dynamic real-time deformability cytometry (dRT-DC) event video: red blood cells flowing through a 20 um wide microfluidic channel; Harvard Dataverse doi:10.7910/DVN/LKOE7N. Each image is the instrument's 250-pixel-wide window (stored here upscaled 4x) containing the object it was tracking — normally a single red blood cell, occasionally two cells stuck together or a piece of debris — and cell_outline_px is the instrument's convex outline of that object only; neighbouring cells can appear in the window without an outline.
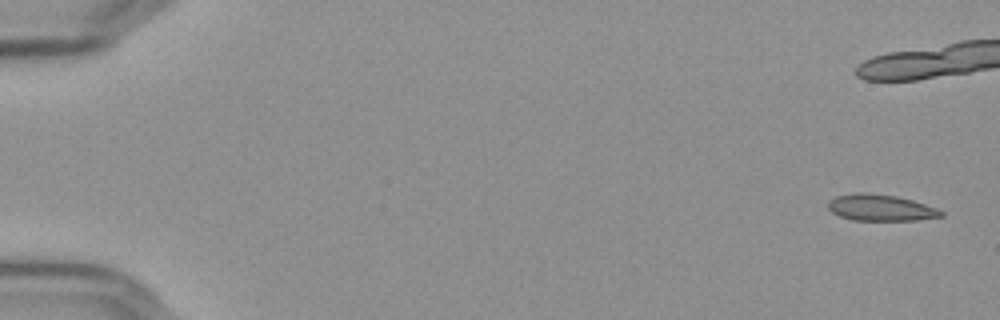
{"species": "Egyptian fruit bat (a non-hibernating species)", "species_latin": "Rousettus aegyptiacus", "temperature_condition": "cold", "stored_images_in_passage": 16, "camera_frame_rate_fps": 3000, "um_per_image_px": 0.085, "frame": {"image": 1, "passage_image": 1, "time_ms": 0.0, "image_size_px": [1000, 320], "cell_outline_px": [[944, 216], [916, 220], [852, 220], [840, 216], [832, 212], [828, 208], [828, 200], [836, 196], [856, 192], [864, 192], [896, 196], [912, 200], [936, 208], [944, 212]], "centroid_in_image_um": [74.83, 17.65], "position_along_channel_um": 10.2, "area_um2": 17.34}}
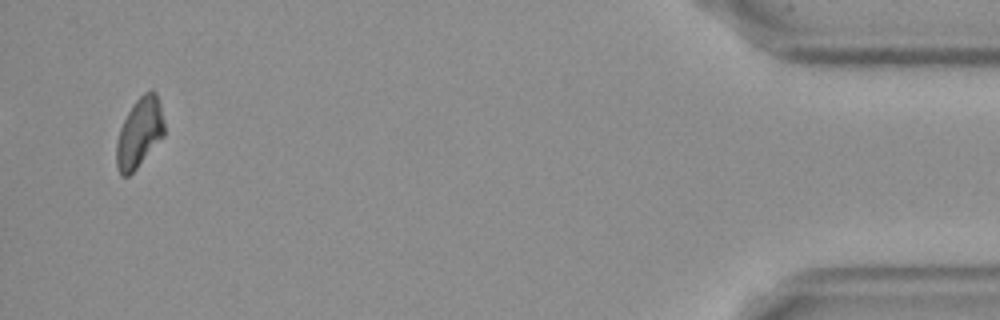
{"frame": {"image": 2, "passage_image": 16, "time_ms": 5.0, "image_size_px": [1000, 320], "cell_outline_px": [[164, 136], [136, 168], [128, 176], [120, 176], [116, 168], [116, 140], [120, 128], [132, 104], [148, 88], [152, 88], [156, 92], [160, 104], [164, 120]], "centroid_in_image_um": [11.84, 11.26], "position_along_channel_um": 423.4, "area_um2": 19.59}}